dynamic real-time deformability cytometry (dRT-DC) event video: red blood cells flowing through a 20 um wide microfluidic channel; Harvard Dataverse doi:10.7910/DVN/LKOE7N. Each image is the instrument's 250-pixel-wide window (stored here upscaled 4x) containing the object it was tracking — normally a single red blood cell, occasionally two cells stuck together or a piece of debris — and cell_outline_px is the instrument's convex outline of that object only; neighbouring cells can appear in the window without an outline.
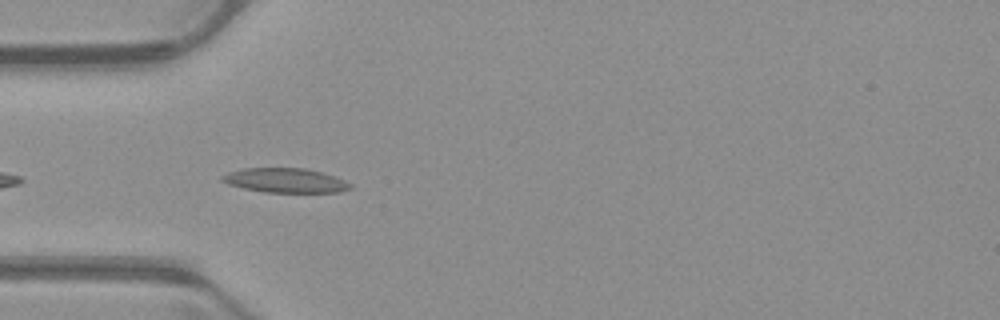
{"species": "common noctule bat (a hibernating species)", "species_latin": "Nyctalus noctula", "temperature_condition": "warm", "stored_images_in_passage": 24, "camera_frame_rate_fps": 3000, "um_per_image_px": 0.085, "animal": {"sex": "male", "body_mass_g": 23.1, "forearm_length_mm": 52.7}, "frame": {"image": 1, "passage_image": 3, "time_ms": 0.667, "image_size_px": [1000, 320], "cell_outline_px": [[352, 188], [340, 192], [264, 192], [244, 188], [228, 184], [220, 180], [220, 176], [228, 172], [244, 168], [304, 168], [336, 176], [352, 184]], "centroid_in_image_um": [24.25, 15.33], "position_along_channel_um": 60.8, "area_um2": 18.26}}
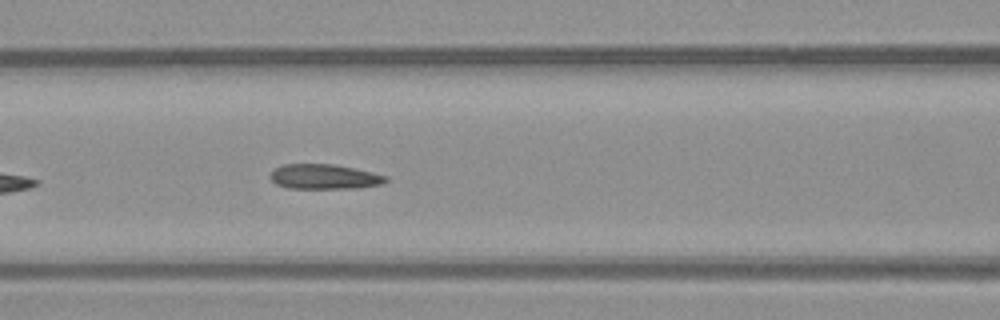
{"frame": {"image": 2, "passage_image": 9, "time_ms": 2.667, "image_size_px": [1000, 320], "cell_outline_px": [[388, 180], [384, 184], [360, 188], [288, 188], [276, 184], [268, 176], [276, 168], [284, 164], [332, 164], [372, 172], [388, 176]], "centroid_in_image_um": [27.59, 15.03], "position_along_channel_um": 139.0, "area_um2": 16.76}}
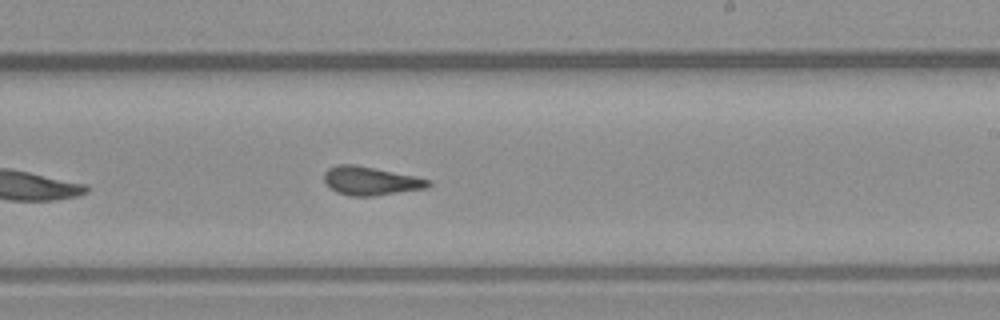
{"frame": {"image": 3, "passage_image": 18, "time_ms": 5.667, "image_size_px": [1000, 320], "cell_outline_px": [[432, 184], [428, 188], [372, 196], [352, 196], [336, 192], [324, 184], [324, 172], [328, 168], [336, 164], [356, 164], [416, 176], [432, 180]], "centroid_in_image_um": [31.5, 15.36], "position_along_channel_um": 257.5, "area_um2": 17.63}}